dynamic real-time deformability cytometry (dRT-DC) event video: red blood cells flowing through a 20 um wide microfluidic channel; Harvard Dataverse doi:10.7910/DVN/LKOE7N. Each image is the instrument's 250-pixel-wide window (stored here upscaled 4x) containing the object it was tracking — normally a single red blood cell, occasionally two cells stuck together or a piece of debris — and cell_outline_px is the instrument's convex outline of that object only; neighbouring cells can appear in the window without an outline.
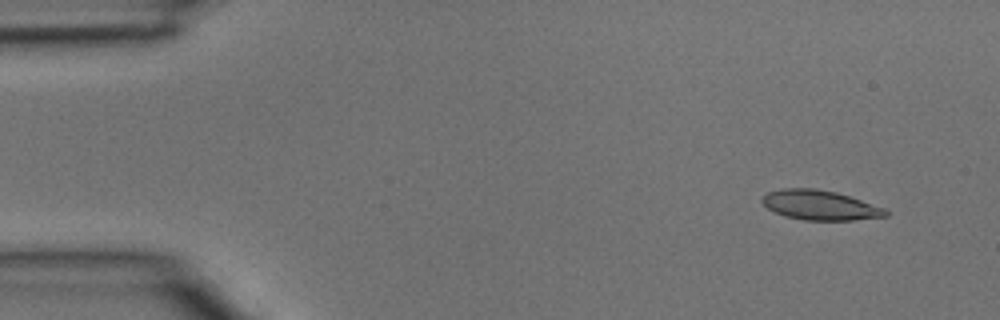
{"species": "common noctule bat (a hibernating species)", "species_latin": "Nyctalus noctula", "temperature_condition": "room temperature", "stored_images_in_passage": 3, "camera_frame_rate_fps": 3000, "um_per_image_px": 0.085, "animal": {"sex": "male", "body_mass_g": 15.6}, "frame": {"image": 1, "passage_image": 1, "time_ms": 0.0, "image_size_px": [1000, 320], "cell_outline_px": [[888, 216], [852, 220], [804, 220], [784, 216], [768, 208], [760, 200], [768, 192], [784, 188], [816, 188], [836, 192], [884, 208], [888, 212]], "centroid_in_image_um": [69.68, 17.44], "position_along_channel_um": 15.3, "area_um2": 21.15}}